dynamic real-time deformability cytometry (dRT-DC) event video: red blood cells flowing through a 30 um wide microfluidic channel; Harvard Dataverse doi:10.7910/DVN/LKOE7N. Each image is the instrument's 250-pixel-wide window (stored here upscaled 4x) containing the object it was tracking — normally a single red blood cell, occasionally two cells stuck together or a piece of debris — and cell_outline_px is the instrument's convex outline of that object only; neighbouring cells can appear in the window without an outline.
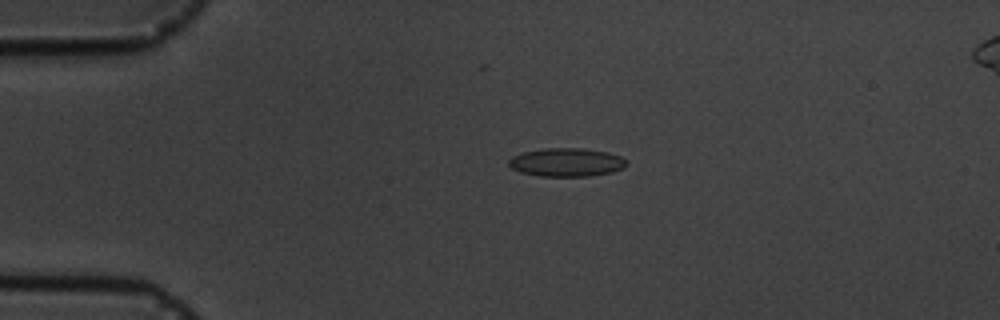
{"species": "common noctule bat (a hibernating species)", "species_latin": "Nyctalus noctula", "temperature_condition": "cold", "stored_images_in_passage": 3, "camera_frame_rate_fps": 3000, "um_per_image_px": 0.085, "animal": {"sex": "male", "body_mass_g": 19.5, "forearm_length_mm": 54.6}, "frame": {"image": 1, "passage_image": 2, "time_ms": 1.0, "image_size_px": [1000, 320], "cell_outline_px": [[628, 164], [624, 168], [612, 172], [588, 176], [540, 176], [520, 172], [512, 168], [508, 164], [508, 160], [512, 156], [524, 152], [544, 148], [584, 148], [608, 152], [620, 156], [628, 160]], "centroid_in_image_um": [48.18, 13.79], "position_along_channel_um": 36.8, "area_um2": 19.65}}